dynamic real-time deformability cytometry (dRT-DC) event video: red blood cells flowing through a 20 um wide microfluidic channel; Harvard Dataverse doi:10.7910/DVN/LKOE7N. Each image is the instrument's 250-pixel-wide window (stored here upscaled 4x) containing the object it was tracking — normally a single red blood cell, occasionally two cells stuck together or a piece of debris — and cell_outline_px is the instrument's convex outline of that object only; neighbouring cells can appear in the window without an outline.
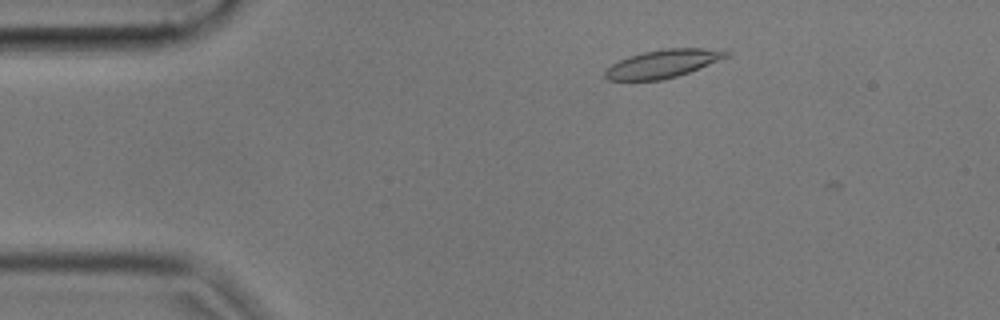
{"species": "common noctule bat (a hibernating species)", "species_latin": "Nyctalus noctula", "temperature_condition": "cold", "stored_images_in_passage": 53, "camera_frame_rate_fps": 3000, "um_per_image_px": 0.085, "animal": {"sex": "male", "body_mass_g": 17.9, "forearm_length_mm": 54.2}, "frame": {"image": 1, "passage_image": 7, "time_ms": 2.0, "image_size_px": [1000, 320], "cell_outline_px": [[732, 52], [728, 56], [688, 72], [676, 76], [660, 80], [608, 80], [604, 76], [604, 72], [612, 64], [628, 56], [644, 52], [664, 48], [704, 48]], "centroid_in_image_um": [56.31, 5.41], "position_along_channel_um": 28.7, "area_um2": 19.48}}
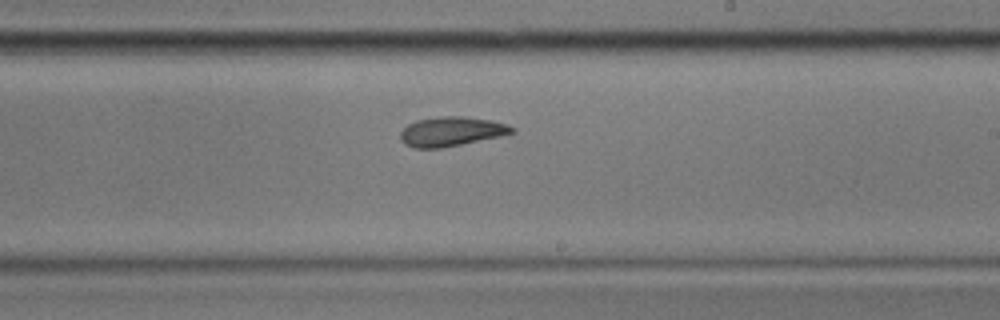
{"frame": {"image": 2, "passage_image": 30, "time_ms": 9.667, "image_size_px": [1000, 320], "cell_outline_px": [[516, 132], [500, 136], [440, 148], [412, 148], [404, 144], [400, 140], [400, 132], [408, 124], [416, 120], [436, 116], [464, 116], [492, 120], [508, 124], [516, 128]], "centroid_in_image_um": [38.36, 11.16], "position_along_channel_um": 250.6, "area_um2": 19.31}}
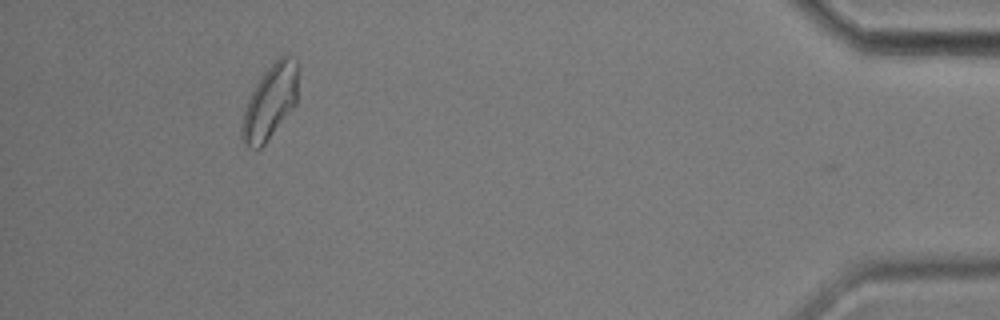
{"frame": {"image": 3, "passage_image": 49, "time_ms": 16.0, "image_size_px": [1000, 320], "cell_outline_px": [[300, 68], [296, 104], [264, 144], [260, 148], [248, 148], [244, 144], [240, 136], [240, 132], [244, 112], [248, 100], [256, 84], [264, 72], [280, 56], [288, 52], [296, 60]], "centroid_in_image_um": [22.99, 8.62], "position_along_channel_um": 412.2, "area_um2": 24.45}, "authors_computed_cell_mechanics": {"area_um2": 19.8254, "velocity_mm_per_s": 3.5423, "shape_relaxation_time_tau1_ms": 3.3384, "shape_relaxation_time_tau2_ms": 4.5451, "deformation_change_tau1": 0.1244, "deformation_change_tau2": 0.0836}}